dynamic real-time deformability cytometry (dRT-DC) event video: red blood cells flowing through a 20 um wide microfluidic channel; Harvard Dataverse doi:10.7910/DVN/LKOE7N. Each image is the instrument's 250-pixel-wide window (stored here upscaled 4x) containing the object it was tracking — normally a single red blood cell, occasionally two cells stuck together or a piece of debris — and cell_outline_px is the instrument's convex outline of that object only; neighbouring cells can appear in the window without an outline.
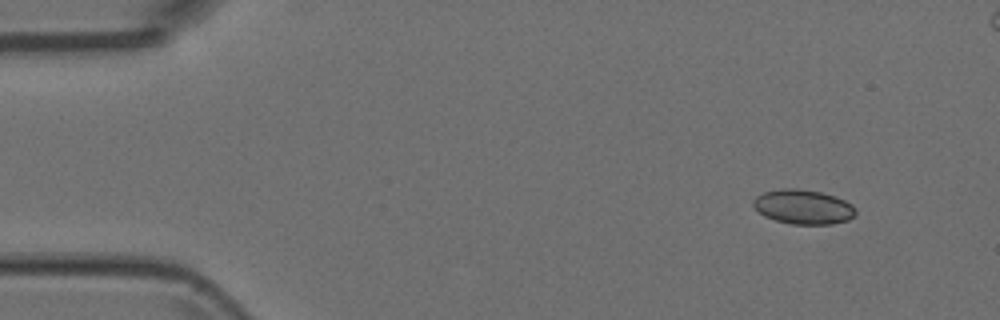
{"species": "Egyptian fruit bat (a non-hibernating species)", "species_latin": "Rousettus aegyptiacus", "temperature_condition": "room temperature", "stored_images_in_passage": 5, "camera_frame_rate_fps": 3000, "um_per_image_px": 0.085, "animal": {"sex": "female"}, "frame": {"image": 1, "passage_image": 1, "time_ms": 0.0, "image_size_px": [1000, 320], "cell_outline_px": [[856, 212], [848, 220], [832, 224], [792, 224], [776, 220], [764, 216], [752, 204], [752, 200], [756, 196], [764, 192], [784, 188], [796, 188], [820, 192], [836, 196], [852, 204], [856, 208]], "centroid_in_image_um": [68.28, 17.58], "position_along_channel_um": 16.7, "area_um2": 20.52}}